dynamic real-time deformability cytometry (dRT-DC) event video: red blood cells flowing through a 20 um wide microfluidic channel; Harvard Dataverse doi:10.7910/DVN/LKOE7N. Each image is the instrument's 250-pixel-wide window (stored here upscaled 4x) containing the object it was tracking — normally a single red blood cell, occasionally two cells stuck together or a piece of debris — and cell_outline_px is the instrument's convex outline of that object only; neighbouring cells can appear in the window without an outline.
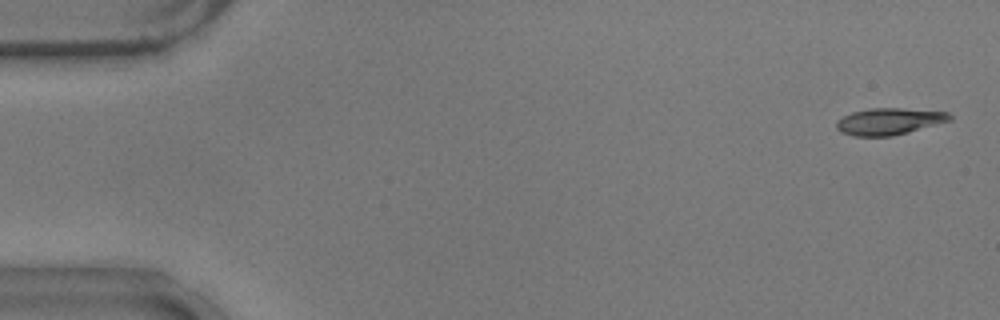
{"species": "common noctule bat (a hibernating species)", "species_latin": "Nyctalus noctula", "temperature_condition": "warm", "stored_images_in_passage": 11, "camera_frame_rate_fps": 3000, "um_per_image_px": 0.085, "animal": {"sex": "male", "body_mass_g": 17.9}, "frame": {"image": 1, "passage_image": 2, "time_ms": 0.333, "image_size_px": [1000, 320], "cell_outline_px": [[952, 120], [908, 132], [892, 136], [856, 136], [840, 132], [836, 128], [836, 120], [852, 112], [868, 108], [900, 108], [948, 112], [952, 116]], "centroid_in_image_um": [75.56, 10.31], "position_along_channel_um": 9.4, "area_um2": 17.63}}